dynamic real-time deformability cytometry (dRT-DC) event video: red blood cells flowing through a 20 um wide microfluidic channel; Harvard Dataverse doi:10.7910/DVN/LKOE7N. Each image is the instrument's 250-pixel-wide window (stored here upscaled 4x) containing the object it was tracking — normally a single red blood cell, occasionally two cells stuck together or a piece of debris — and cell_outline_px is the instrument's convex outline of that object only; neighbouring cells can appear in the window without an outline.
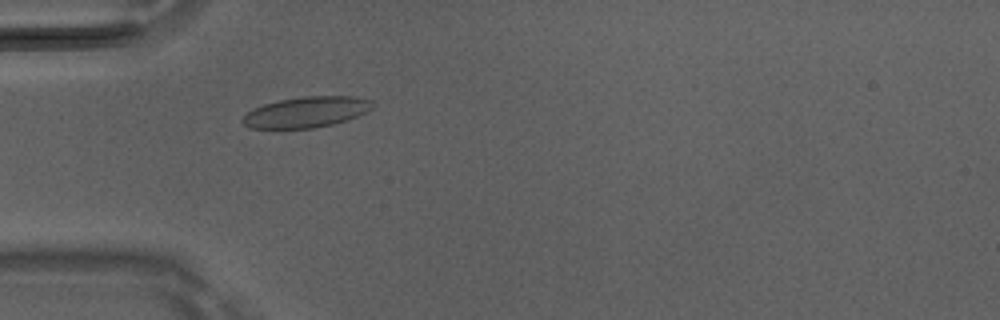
{"species": "Egyptian fruit bat (a non-hibernating species)", "species_latin": "Rousettus aegyptiacus", "temperature_condition": "room temperature", "stored_images_in_passage": 35, "camera_frame_rate_fps": 3000, "um_per_image_px": 0.085, "animal": {"sex": "male"}, "frame": {"image": 1, "passage_image": 1, "time_ms": 0.0, "image_size_px": [1000, 320], "cell_outline_px": [[376, 104], [368, 112], [348, 120], [332, 124], [312, 128], [248, 128], [240, 120], [252, 108], [264, 104], [280, 100], [304, 96], [356, 96], [376, 100]], "centroid_in_image_um": [26.11, 9.51], "position_along_channel_um": 58.9, "area_um2": 23.58}}
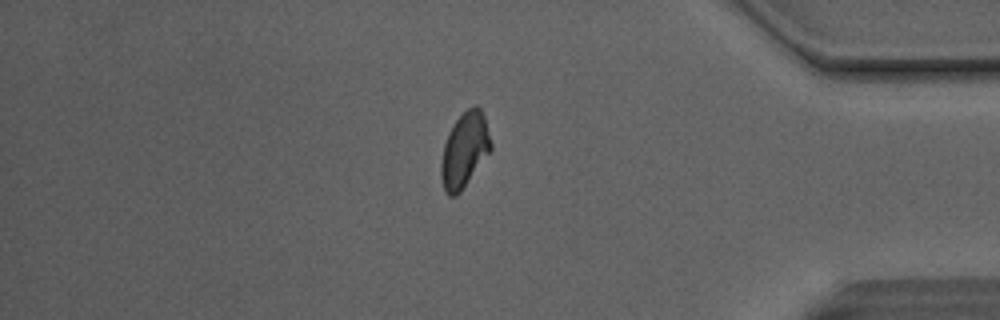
{"frame": {"image": 2, "passage_image": 28, "time_ms": 9.0, "image_size_px": [1000, 320], "cell_outline_px": [[492, 148], [460, 192], [456, 196], [448, 196], [444, 192], [440, 176], [440, 164], [444, 144], [448, 132], [456, 120], [472, 104], [476, 104], [480, 108], [484, 116], [492, 144]], "centroid_in_image_um": [39.46, 12.76], "position_along_channel_um": 395.7, "area_um2": 21.68}}
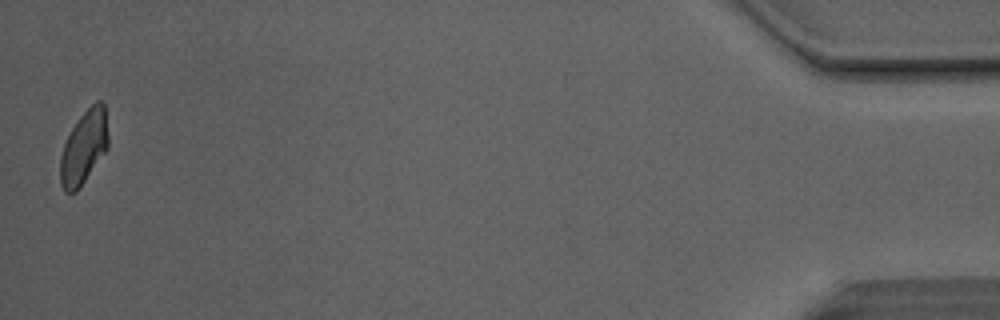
{"frame": {"image": 3, "passage_image": 35, "time_ms": 11.333, "image_size_px": [1000, 320], "cell_outline_px": [[108, 148], [76, 192], [64, 192], [60, 184], [60, 156], [64, 144], [72, 128], [80, 116], [96, 100], [100, 100], [104, 104], [108, 136]], "centroid_in_image_um": [7.12, 12.52], "position_along_channel_um": 428.1, "area_um2": 20.35}, "authors_computed_cell_mechanics": {"area_um2": 21.3282, "velocity_mm_per_s": 4.1131, "shape_relaxation_time_tau1_ms": 5.5951, "shape_relaxation_time_tau2_ms": 1.5794, "deformation_change_tau1": 0.1188, "deformation_change_tau2": 0.0619}}